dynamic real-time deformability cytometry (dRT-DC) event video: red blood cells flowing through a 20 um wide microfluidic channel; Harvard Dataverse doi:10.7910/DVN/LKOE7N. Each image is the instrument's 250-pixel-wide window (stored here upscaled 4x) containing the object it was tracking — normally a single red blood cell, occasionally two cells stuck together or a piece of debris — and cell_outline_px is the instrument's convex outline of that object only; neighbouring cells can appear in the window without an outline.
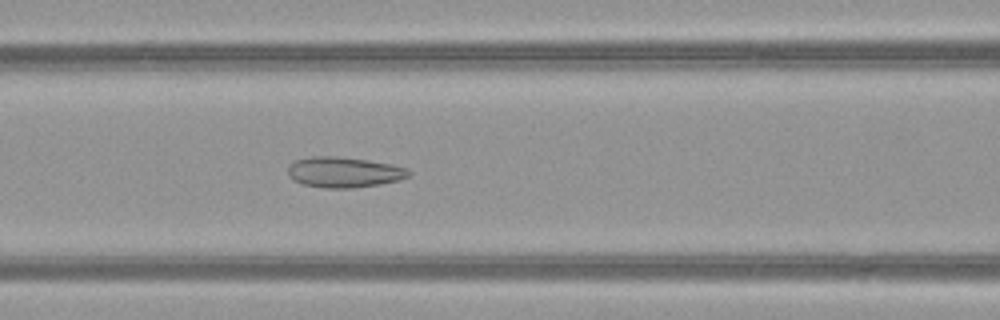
{"species": "common noctule bat (a hibernating species)", "species_latin": "Nyctalus noctula", "temperature_condition": "warm", "stored_images_in_passage": 35, "camera_frame_rate_fps": 3000, "um_per_image_px": 0.085, "animal": {"sex": "female", "body_mass_g": 21.9}, "frame": {"image": 1, "passage_image": 6, "time_ms": 1.667, "image_size_px": [1000, 320], "cell_outline_px": [[412, 172], [408, 176], [400, 180], [380, 184], [352, 188], [324, 188], [300, 184], [292, 180], [288, 176], [288, 164], [296, 160], [312, 156], [336, 156], [368, 160], [408, 168]], "centroid_in_image_um": [29.2, 14.64], "position_along_channel_um": 137.4, "area_um2": 21.68}}
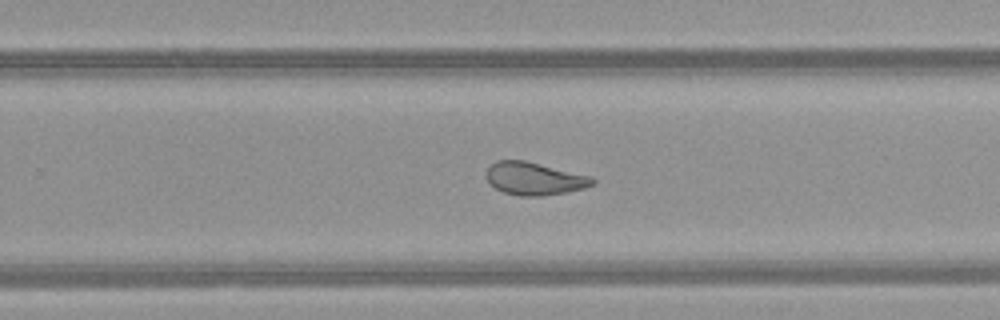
{"frame": {"image": 2, "passage_image": 17, "time_ms": 5.333, "image_size_px": [1000, 320], "cell_outline_px": [[596, 184], [584, 188], [568, 192], [540, 196], [520, 196], [504, 192], [488, 184], [484, 176], [488, 168], [496, 160], [524, 160], [592, 176], [596, 180]], "centroid_in_image_um": [45.42, 15.18], "position_along_channel_um": 284.4, "area_um2": 20.52}}
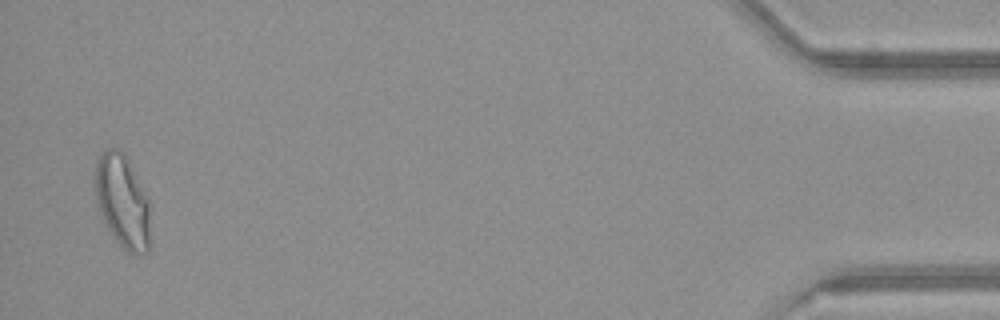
{"frame": {"image": 3, "passage_image": 34, "time_ms": 11.0, "image_size_px": [1000, 320], "cell_outline_px": [[152, 244], [148, 252], [132, 256], [116, 240], [108, 228], [100, 212], [96, 200], [92, 176], [100, 152], [104, 148], [120, 148], [124, 152], [148, 200]], "centroid_in_image_um": [10.4, 17.12], "position_along_channel_um": 424.8, "area_um2": 30.63}, "authors_computed_cell_mechanics": {"area_um2": 21.6172, "velocity_mm_per_s": 4.0155, "shape_relaxation_time_tau1_ms": null, "shape_relaxation_time_tau2_ms": 1.3738, "deformation_change_tau1": null, "deformation_change_tau2": 0.0843}}